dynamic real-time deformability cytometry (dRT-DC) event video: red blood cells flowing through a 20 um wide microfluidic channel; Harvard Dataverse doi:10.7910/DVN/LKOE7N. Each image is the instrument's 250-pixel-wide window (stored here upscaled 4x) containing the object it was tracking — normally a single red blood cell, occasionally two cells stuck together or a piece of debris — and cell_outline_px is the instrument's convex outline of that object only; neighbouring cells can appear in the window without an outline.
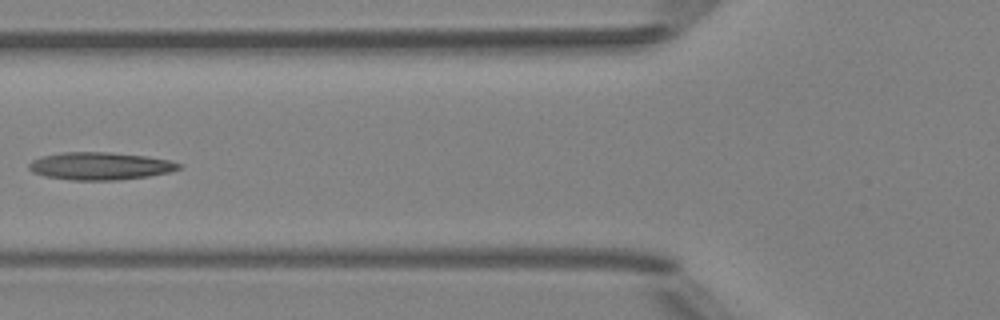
{"species": "Egyptian fruit bat (a non-hibernating species)", "species_latin": "Rousettus aegyptiacus", "temperature_condition": "room temperature", "stored_images_in_passage": 5, "camera_frame_rate_fps": 3000, "um_per_image_px": 0.085, "animal": {"sex": "female"}, "frame": {"image": 1, "passage_image": 5, "time_ms": 5.333, "image_size_px": [1000, 320], "cell_outline_px": [[180, 168], [172, 172], [148, 176], [116, 180], [72, 180], [44, 176], [32, 172], [28, 168], [28, 164], [32, 160], [44, 156], [60, 152], [108, 152], [144, 156], [168, 160], [180, 164]], "centroid_in_image_um": [8.48, 14.11], "position_along_channel_um": 117.3, "area_um2": 23.99}}